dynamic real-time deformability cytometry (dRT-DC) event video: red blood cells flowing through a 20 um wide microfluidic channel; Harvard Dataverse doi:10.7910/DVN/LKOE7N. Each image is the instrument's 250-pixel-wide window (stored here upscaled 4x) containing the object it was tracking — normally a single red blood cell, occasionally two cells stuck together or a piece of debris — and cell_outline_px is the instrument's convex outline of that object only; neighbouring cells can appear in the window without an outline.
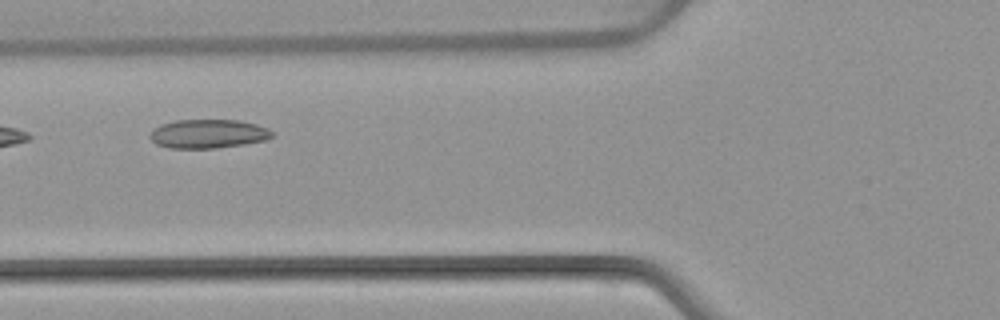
{"species": "common noctule bat (a hibernating species)", "species_latin": "Nyctalus noctula", "temperature_condition": "warm", "stored_images_in_passage": 4, "camera_frame_rate_fps": 3000, "um_per_image_px": 0.085, "animal": {"sex": "female", "body_mass_g": 22.7, "forearm_length_mm": 54.2}, "frame": {"image": 1, "passage_image": 4, "time_ms": 3.667, "image_size_px": [1000, 320], "cell_outline_px": [[276, 132], [268, 140], [244, 144], [216, 148], [168, 148], [156, 144], [148, 136], [152, 128], [160, 124], [176, 120], [240, 120], [256, 124], [268, 128]], "centroid_in_image_um": [17.7, 11.37], "position_along_channel_um": 108.1, "area_um2": 20.87}}